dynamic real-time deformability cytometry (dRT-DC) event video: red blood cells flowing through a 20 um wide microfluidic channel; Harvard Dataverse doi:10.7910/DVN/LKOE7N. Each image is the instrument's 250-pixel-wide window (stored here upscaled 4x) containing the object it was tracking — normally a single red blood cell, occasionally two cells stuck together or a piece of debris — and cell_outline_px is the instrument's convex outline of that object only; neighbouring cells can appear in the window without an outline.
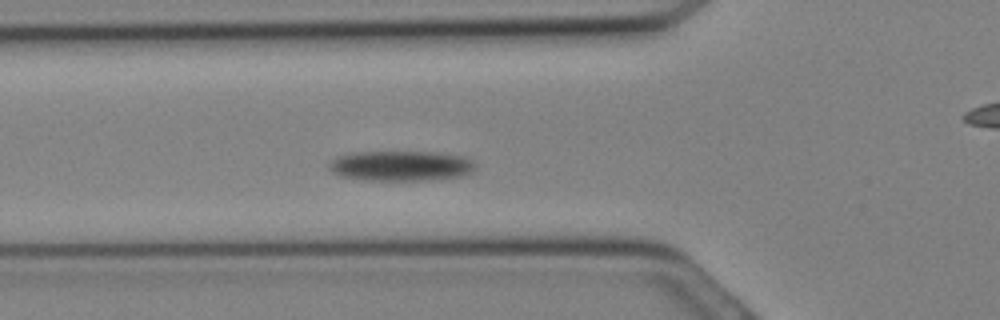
{"species": "Egyptian fruit bat (a non-hibernating species)", "species_latin": "Rousettus aegyptiacus", "temperature_condition": "cold", "stored_images_in_passage": 27, "camera_frame_rate_fps": 3000, "um_per_image_px": 0.085, "animal": {"sex": "female"}, "frame": {"image": 1, "passage_image": 5, "time_ms": 1.333, "image_size_px": [1000, 320], "cell_outline_px": [[476, 164], [472, 172], [464, 176], [424, 180], [364, 180], [340, 176], [332, 172], [328, 168], [328, 160], [336, 156], [352, 152], [436, 152], [464, 156], [472, 160]], "centroid_in_image_um": [34.04, 14.09], "position_along_channel_um": 91.8, "area_um2": 26.07}}
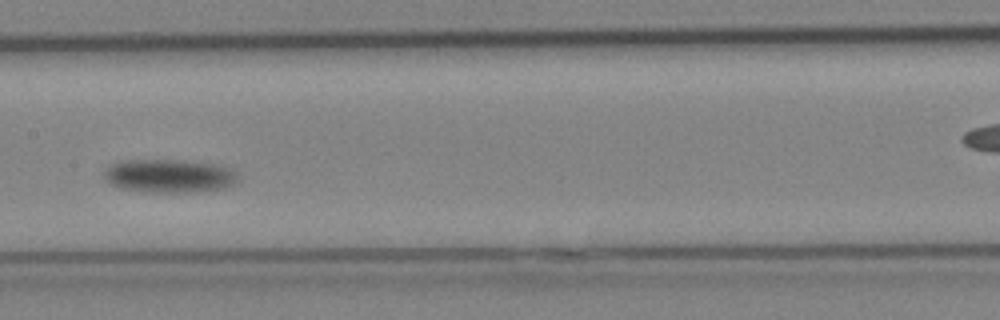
{"frame": {"image": 2, "passage_image": 10, "time_ms": 3.0, "image_size_px": [1000, 320], "cell_outline_px": [[240, 180], [236, 184], [224, 188], [196, 192], [148, 192], [120, 188], [112, 184], [104, 176], [104, 172], [112, 164], [120, 160], [184, 160], [216, 164], [232, 168], [240, 176]], "centroid_in_image_um": [14.47, 14.95], "position_along_channel_um": 192.9, "area_um2": 26.36}}
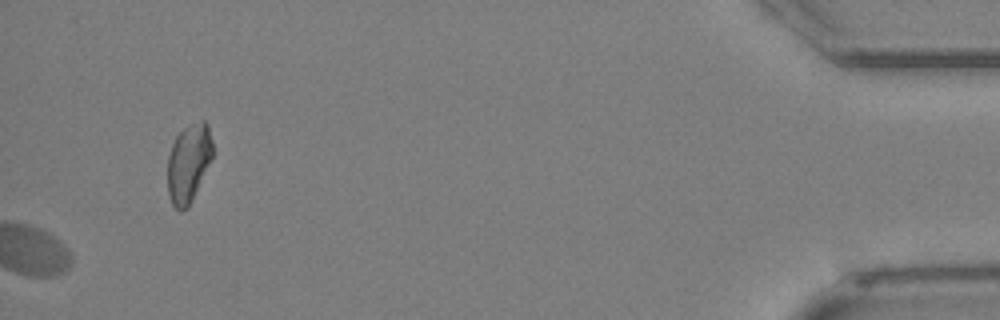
{"frame": {"image": 3, "passage_image": 27, "time_ms": 8.667, "image_size_px": [1000, 320], "cell_outline_px": [[212, 156], [192, 200], [188, 208], [184, 212], [180, 212], [172, 204], [168, 196], [168, 156], [172, 144], [176, 136], [184, 128], [200, 120], [204, 120], [208, 124], [212, 140]], "centroid_in_image_um": [16.01, 13.88], "position_along_channel_um": 419.2, "area_um2": 20.46}}